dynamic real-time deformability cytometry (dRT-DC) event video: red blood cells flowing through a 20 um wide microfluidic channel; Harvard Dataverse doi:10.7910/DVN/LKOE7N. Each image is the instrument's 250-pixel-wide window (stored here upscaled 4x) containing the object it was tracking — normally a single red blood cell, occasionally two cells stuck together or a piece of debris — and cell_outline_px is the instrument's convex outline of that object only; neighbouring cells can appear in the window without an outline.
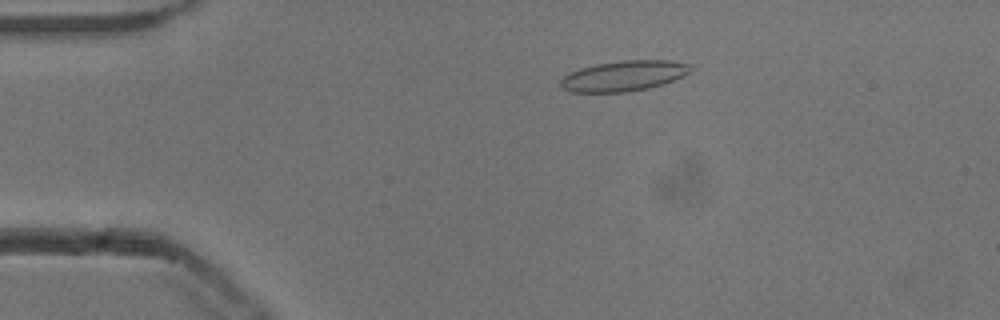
{"species": "common noctule bat (a hibernating species)", "species_latin": "Nyctalus noctula", "temperature_condition": "cold", "stored_images_in_passage": 53, "camera_frame_rate_fps": 3000, "um_per_image_px": 0.085, "animal": {"sex": "male", "body_mass_g": 13.3}, "frame": {"image": 1, "passage_image": 10, "time_ms": 3.0, "image_size_px": [1000, 320], "cell_outline_px": [[688, 72], [672, 80], [648, 88], [624, 92], [572, 92], [564, 88], [560, 84], [560, 80], [564, 76], [580, 68], [596, 64], [620, 60], [668, 60], [688, 64]], "centroid_in_image_um": [52.95, 6.44], "position_along_channel_um": 32.1, "area_um2": 22.48}}
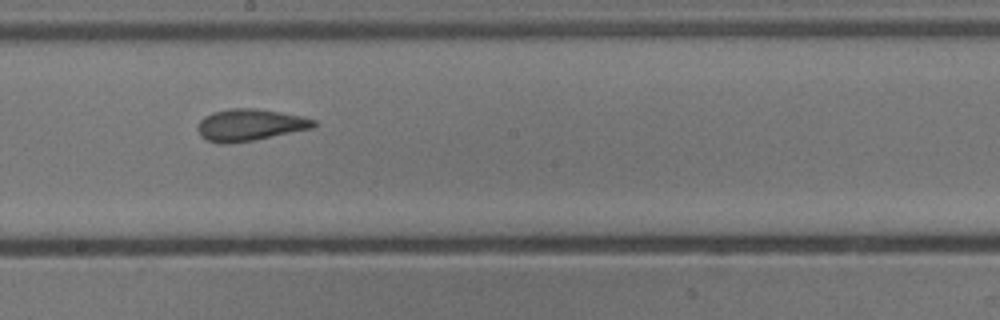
{"frame": {"image": 2, "passage_image": 29, "time_ms": 9.333, "image_size_px": [1000, 320], "cell_outline_px": [[316, 124], [312, 128], [252, 140], [228, 144], [220, 144], [208, 140], [200, 136], [200, 120], [204, 116], [212, 112], [232, 108], [256, 108], [304, 116], [316, 120]], "centroid_in_image_um": [21.25, 10.61], "position_along_channel_um": 226.9, "area_um2": 21.27}}
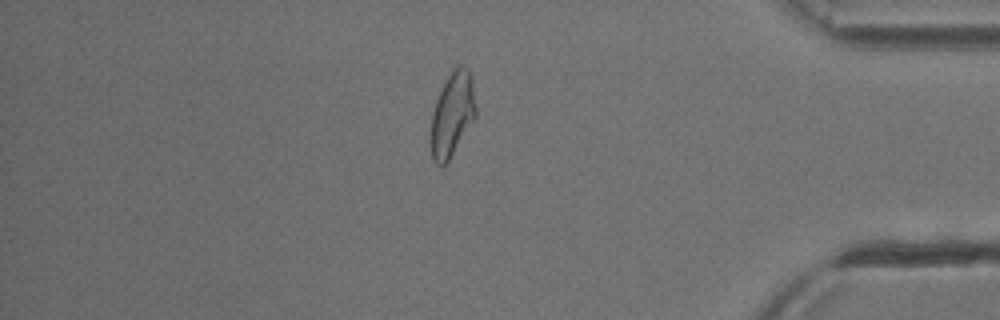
{"frame": {"image": 3, "passage_image": 45, "time_ms": 14.667, "image_size_px": [1000, 320], "cell_outline_px": [[476, 116], [448, 160], [444, 164], [436, 164], [432, 160], [432, 112], [436, 100], [448, 76], [460, 64], [464, 64], [468, 68], [472, 80], [476, 108]], "centroid_in_image_um": [38.46, 9.68], "position_along_channel_um": 396.7, "area_um2": 21.39}, "authors_computed_cell_mechanics": {"area_um2": 21.8484, "velocity_mm_per_s": 3.8309, "shape_relaxation_time_tau1_ms": 9.2136, "shape_relaxation_time_tau2_ms": 1.379, "deformation_change_tau1": 0.2277, "deformation_change_tau2": 0.0965}}